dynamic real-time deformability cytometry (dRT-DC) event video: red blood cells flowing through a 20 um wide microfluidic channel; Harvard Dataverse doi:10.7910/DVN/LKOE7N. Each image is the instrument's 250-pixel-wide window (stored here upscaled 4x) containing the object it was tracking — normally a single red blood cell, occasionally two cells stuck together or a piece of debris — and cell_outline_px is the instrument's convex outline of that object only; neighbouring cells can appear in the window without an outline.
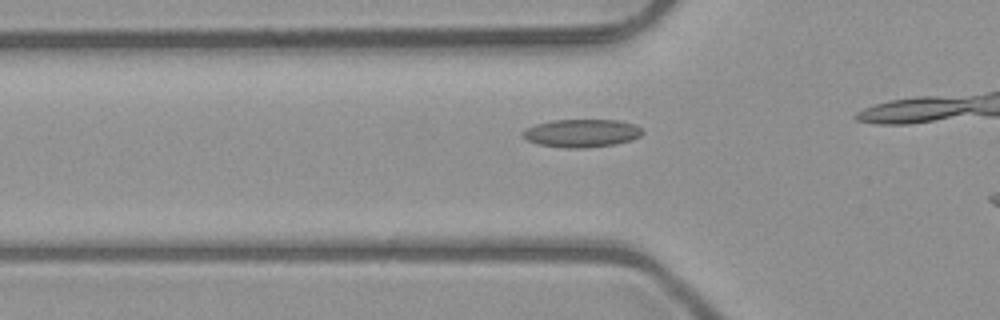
{"species": "common noctule bat (a hibernating species)", "species_latin": "Nyctalus noctula", "temperature_condition": "room temperature", "stored_images_in_passage": 17, "camera_frame_rate_fps": 3000, "um_per_image_px": 0.085, "animal": {"sex": "male", "body_mass_g": 23.1, "forearm_length_mm": 52.7}, "frame": {"image": 1, "passage_image": 12, "time_ms": 3.667, "image_size_px": [1000, 320], "cell_outline_px": [[644, 132], [640, 136], [632, 140], [612, 144], [584, 148], [568, 148], [540, 144], [528, 140], [520, 132], [536, 124], [552, 120], [620, 120], [636, 124]], "centroid_in_image_um": [49.48, 11.3], "position_along_channel_um": 76.3, "area_um2": 19.36}}
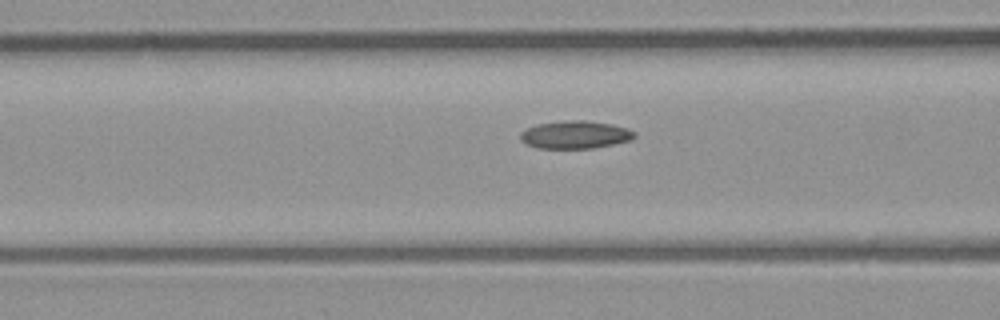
{"frame": {"image": 2, "passage_image": 15, "time_ms": 4.667, "image_size_px": [1000, 320], "cell_outline_px": [[636, 136], [632, 140], [592, 148], [536, 148], [524, 144], [520, 140], [520, 132], [536, 124], [568, 120], [584, 120], [612, 124], [628, 128], [636, 132]], "centroid_in_image_um": [48.88, 11.45], "position_along_channel_um": 117.7, "area_um2": 18.61}}